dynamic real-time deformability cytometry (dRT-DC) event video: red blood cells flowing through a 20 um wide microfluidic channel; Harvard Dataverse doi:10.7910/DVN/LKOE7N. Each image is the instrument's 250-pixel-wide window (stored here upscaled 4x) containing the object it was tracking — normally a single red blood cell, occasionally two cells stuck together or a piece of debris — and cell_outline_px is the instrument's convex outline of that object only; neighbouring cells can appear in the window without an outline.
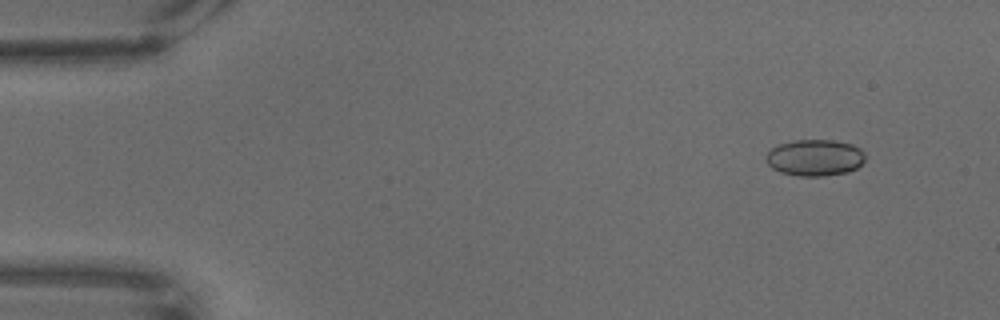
{"species": "common noctule bat (a hibernating species)", "species_latin": "Nyctalus noctula", "temperature_condition": "warm", "stored_images_in_passage": 64, "camera_frame_rate_fps": 3000, "um_per_image_px": 0.085, "animal": {"sex": "male", "body_mass_g": 18.8}, "frame": {"image": 1, "passage_image": 3, "time_ms": 0.667, "image_size_px": [1000, 320], "cell_outline_px": [[864, 160], [856, 168], [848, 172], [824, 176], [800, 176], [780, 172], [772, 168], [764, 160], [764, 156], [772, 148], [780, 144], [796, 140], [832, 140], [852, 144], [860, 148], [864, 152]], "centroid_in_image_um": [69.24, 13.4], "position_along_channel_um": 15.8, "area_um2": 21.1}}
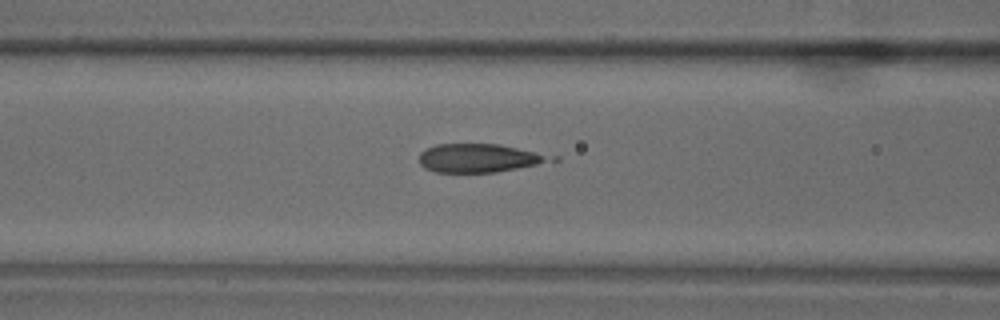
{"frame": {"image": 2, "passage_image": 25, "time_ms": 8.0, "image_size_px": [1000, 320], "cell_outline_px": [[544, 160], [536, 164], [496, 172], [436, 172], [424, 168], [420, 164], [420, 152], [424, 148], [436, 144], [500, 144], [536, 152], [544, 156]], "centroid_in_image_um": [40.49, 13.42], "position_along_channel_um": 126.1, "area_um2": 21.04}}
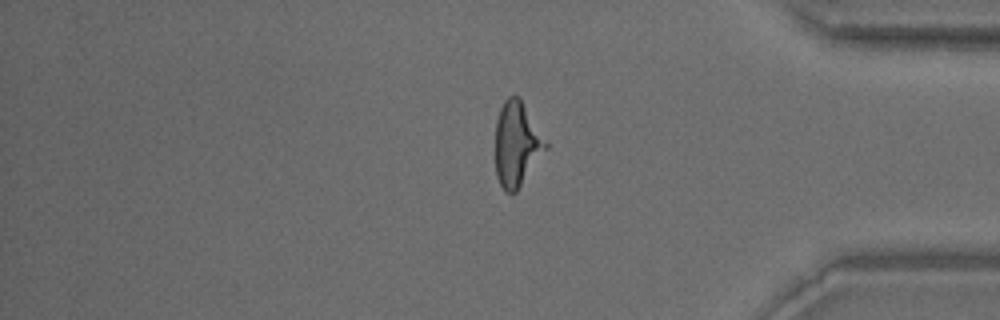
{"frame": {"image": 3, "passage_image": 54, "time_ms": 17.667, "image_size_px": [1000, 320], "cell_outline_px": [[548, 148], [516, 192], [504, 192], [496, 176], [496, 120], [500, 108], [504, 100], [508, 96], [520, 96], [548, 144]], "centroid_in_image_um": [43.93, 12.24], "position_along_channel_um": 391.3, "area_um2": 24.85}}